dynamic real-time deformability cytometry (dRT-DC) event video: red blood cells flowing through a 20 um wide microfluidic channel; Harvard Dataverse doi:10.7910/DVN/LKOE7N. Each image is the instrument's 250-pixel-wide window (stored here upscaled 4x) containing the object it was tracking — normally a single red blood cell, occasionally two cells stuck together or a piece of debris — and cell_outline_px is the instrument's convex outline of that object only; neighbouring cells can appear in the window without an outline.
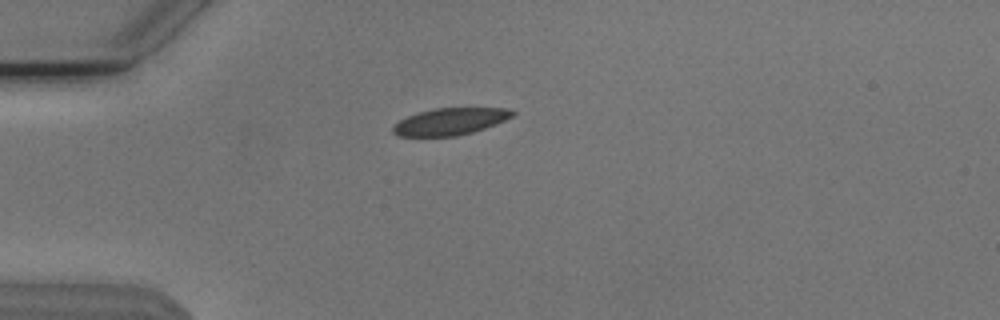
{"species": "Egyptian fruit bat (a non-hibernating species)", "species_latin": "Rousettus aegyptiacus", "temperature_condition": "cold", "stored_images_in_passage": 40, "camera_frame_rate_fps": 3000, "um_per_image_px": 0.085, "animal": {"sex": "male"}, "frame": {"image": 1, "passage_image": 1, "time_ms": 0.0, "image_size_px": [1000, 320], "cell_outline_px": [[516, 112], [512, 116], [496, 124], [472, 132], [456, 136], [396, 136], [392, 132], [392, 128], [400, 120], [408, 116], [420, 112], [436, 108], [508, 108]], "centroid_in_image_um": [38.26, 10.33], "position_along_channel_um": 46.7, "area_um2": 18.55}}
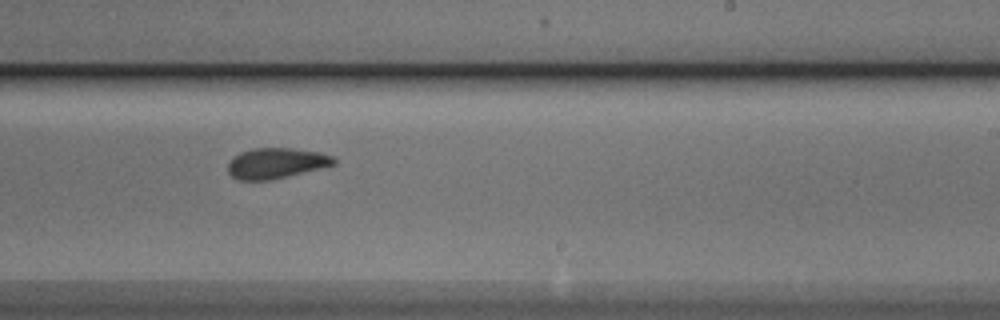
{"frame": {"image": 2, "passage_image": 20, "time_ms": 6.333, "image_size_px": [1000, 320], "cell_outline_px": [[336, 164], [320, 168], [268, 180], [236, 180], [228, 172], [228, 164], [240, 152], [252, 148], [292, 148], [316, 152], [336, 156]], "centroid_in_image_um": [23.47, 13.86], "position_along_channel_um": 265.5, "area_um2": 18.61}}
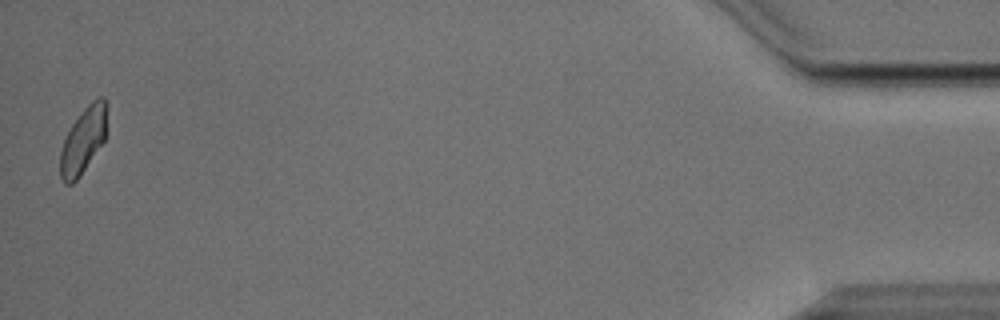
{"frame": {"image": 3, "passage_image": 40, "time_ms": 13.0, "image_size_px": [1000, 320], "cell_outline_px": [[104, 140], [80, 176], [72, 184], [64, 184], [60, 176], [60, 152], [64, 140], [72, 124], [84, 108], [96, 96], [104, 96]], "centroid_in_image_um": [7.02, 11.97], "position_along_channel_um": 428.2, "area_um2": 17.34}, "authors_computed_cell_mechanics": {"area_um2": 18.9584, "velocity_mm_per_s": 3.7921, "shape_relaxation_time_tau1_ms": 4.0712, "shape_relaxation_time_tau2_ms": 3.5996, "deformation_change_tau1": 0.106, "deformation_change_tau2": 0.0437}}